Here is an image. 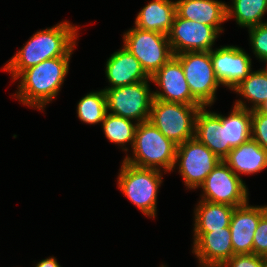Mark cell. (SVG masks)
<instances>
[{
	"label": "cell",
	"mask_w": 267,
	"mask_h": 267,
	"mask_svg": "<svg viewBox=\"0 0 267 267\" xmlns=\"http://www.w3.org/2000/svg\"><path fill=\"white\" fill-rule=\"evenodd\" d=\"M77 29L66 21L38 31L3 69L16 80L25 69L45 60L65 56L76 44Z\"/></svg>",
	"instance_id": "cell-1"
},
{
	"label": "cell",
	"mask_w": 267,
	"mask_h": 267,
	"mask_svg": "<svg viewBox=\"0 0 267 267\" xmlns=\"http://www.w3.org/2000/svg\"><path fill=\"white\" fill-rule=\"evenodd\" d=\"M73 48L63 57L42 61L25 69L21 78L17 97L28 106L43 109L58 94L69 70V60Z\"/></svg>",
	"instance_id": "cell-2"
},
{
	"label": "cell",
	"mask_w": 267,
	"mask_h": 267,
	"mask_svg": "<svg viewBox=\"0 0 267 267\" xmlns=\"http://www.w3.org/2000/svg\"><path fill=\"white\" fill-rule=\"evenodd\" d=\"M132 149L134 158H124L132 166L158 170L162 167L166 171L175 168L177 145L150 121L138 124Z\"/></svg>",
	"instance_id": "cell-3"
},
{
	"label": "cell",
	"mask_w": 267,
	"mask_h": 267,
	"mask_svg": "<svg viewBox=\"0 0 267 267\" xmlns=\"http://www.w3.org/2000/svg\"><path fill=\"white\" fill-rule=\"evenodd\" d=\"M202 105L153 99L149 121L176 145L195 137V118Z\"/></svg>",
	"instance_id": "cell-4"
},
{
	"label": "cell",
	"mask_w": 267,
	"mask_h": 267,
	"mask_svg": "<svg viewBox=\"0 0 267 267\" xmlns=\"http://www.w3.org/2000/svg\"><path fill=\"white\" fill-rule=\"evenodd\" d=\"M158 169L139 168L123 161L118 186L124 195L145 215L155 217L157 193L162 183Z\"/></svg>",
	"instance_id": "cell-5"
},
{
	"label": "cell",
	"mask_w": 267,
	"mask_h": 267,
	"mask_svg": "<svg viewBox=\"0 0 267 267\" xmlns=\"http://www.w3.org/2000/svg\"><path fill=\"white\" fill-rule=\"evenodd\" d=\"M123 37L124 47L139 60L149 77L173 57L168 35L133 27Z\"/></svg>",
	"instance_id": "cell-6"
},
{
	"label": "cell",
	"mask_w": 267,
	"mask_h": 267,
	"mask_svg": "<svg viewBox=\"0 0 267 267\" xmlns=\"http://www.w3.org/2000/svg\"><path fill=\"white\" fill-rule=\"evenodd\" d=\"M181 63L192 96L203 106L212 105L220 82L217 80L210 51L174 55Z\"/></svg>",
	"instance_id": "cell-7"
},
{
	"label": "cell",
	"mask_w": 267,
	"mask_h": 267,
	"mask_svg": "<svg viewBox=\"0 0 267 267\" xmlns=\"http://www.w3.org/2000/svg\"><path fill=\"white\" fill-rule=\"evenodd\" d=\"M148 81L116 88L103 89L107 97V108L110 114L136 119L137 123L149 121L153 93L150 92Z\"/></svg>",
	"instance_id": "cell-8"
},
{
	"label": "cell",
	"mask_w": 267,
	"mask_h": 267,
	"mask_svg": "<svg viewBox=\"0 0 267 267\" xmlns=\"http://www.w3.org/2000/svg\"><path fill=\"white\" fill-rule=\"evenodd\" d=\"M179 161V172L185 186L190 189L200 187L206 177L222 161L197 138H191L177 145L175 166Z\"/></svg>",
	"instance_id": "cell-9"
},
{
	"label": "cell",
	"mask_w": 267,
	"mask_h": 267,
	"mask_svg": "<svg viewBox=\"0 0 267 267\" xmlns=\"http://www.w3.org/2000/svg\"><path fill=\"white\" fill-rule=\"evenodd\" d=\"M200 187L204 192L202 200L212 203L237 207L248 201L245 183L223 160L206 177Z\"/></svg>",
	"instance_id": "cell-10"
},
{
	"label": "cell",
	"mask_w": 267,
	"mask_h": 267,
	"mask_svg": "<svg viewBox=\"0 0 267 267\" xmlns=\"http://www.w3.org/2000/svg\"><path fill=\"white\" fill-rule=\"evenodd\" d=\"M219 33L199 21H190L175 15L168 34L173 55L183 52L211 51Z\"/></svg>",
	"instance_id": "cell-11"
},
{
	"label": "cell",
	"mask_w": 267,
	"mask_h": 267,
	"mask_svg": "<svg viewBox=\"0 0 267 267\" xmlns=\"http://www.w3.org/2000/svg\"><path fill=\"white\" fill-rule=\"evenodd\" d=\"M150 80L164 91H153V99L187 105H201L192 96L182 65L174 55L150 77Z\"/></svg>",
	"instance_id": "cell-12"
},
{
	"label": "cell",
	"mask_w": 267,
	"mask_h": 267,
	"mask_svg": "<svg viewBox=\"0 0 267 267\" xmlns=\"http://www.w3.org/2000/svg\"><path fill=\"white\" fill-rule=\"evenodd\" d=\"M210 55L217 80L232 90L252 71L250 56L239 47L212 49Z\"/></svg>",
	"instance_id": "cell-13"
},
{
	"label": "cell",
	"mask_w": 267,
	"mask_h": 267,
	"mask_svg": "<svg viewBox=\"0 0 267 267\" xmlns=\"http://www.w3.org/2000/svg\"><path fill=\"white\" fill-rule=\"evenodd\" d=\"M193 244L200 267H222L234 255L229 227L213 232H194Z\"/></svg>",
	"instance_id": "cell-14"
},
{
	"label": "cell",
	"mask_w": 267,
	"mask_h": 267,
	"mask_svg": "<svg viewBox=\"0 0 267 267\" xmlns=\"http://www.w3.org/2000/svg\"><path fill=\"white\" fill-rule=\"evenodd\" d=\"M266 212L267 206H249L248 202L234 208L229 226L234 255L253 253L254 233Z\"/></svg>",
	"instance_id": "cell-15"
},
{
	"label": "cell",
	"mask_w": 267,
	"mask_h": 267,
	"mask_svg": "<svg viewBox=\"0 0 267 267\" xmlns=\"http://www.w3.org/2000/svg\"><path fill=\"white\" fill-rule=\"evenodd\" d=\"M195 138L220 160H224L232 150L229 143H226V125H222L221 115L208 112L205 107H201L196 114Z\"/></svg>",
	"instance_id": "cell-16"
},
{
	"label": "cell",
	"mask_w": 267,
	"mask_h": 267,
	"mask_svg": "<svg viewBox=\"0 0 267 267\" xmlns=\"http://www.w3.org/2000/svg\"><path fill=\"white\" fill-rule=\"evenodd\" d=\"M106 77L111 87L116 88L149 80L139 60L124 46L114 52L106 62Z\"/></svg>",
	"instance_id": "cell-17"
},
{
	"label": "cell",
	"mask_w": 267,
	"mask_h": 267,
	"mask_svg": "<svg viewBox=\"0 0 267 267\" xmlns=\"http://www.w3.org/2000/svg\"><path fill=\"white\" fill-rule=\"evenodd\" d=\"M227 5L215 0H178L176 14L190 21L212 26L218 33L223 31L221 23L227 20Z\"/></svg>",
	"instance_id": "cell-18"
},
{
	"label": "cell",
	"mask_w": 267,
	"mask_h": 267,
	"mask_svg": "<svg viewBox=\"0 0 267 267\" xmlns=\"http://www.w3.org/2000/svg\"><path fill=\"white\" fill-rule=\"evenodd\" d=\"M223 161L237 176L238 173L254 174L267 167V150L250 138L233 148Z\"/></svg>",
	"instance_id": "cell-19"
},
{
	"label": "cell",
	"mask_w": 267,
	"mask_h": 267,
	"mask_svg": "<svg viewBox=\"0 0 267 267\" xmlns=\"http://www.w3.org/2000/svg\"><path fill=\"white\" fill-rule=\"evenodd\" d=\"M176 15V2L153 0L138 13L135 27L168 35Z\"/></svg>",
	"instance_id": "cell-20"
},
{
	"label": "cell",
	"mask_w": 267,
	"mask_h": 267,
	"mask_svg": "<svg viewBox=\"0 0 267 267\" xmlns=\"http://www.w3.org/2000/svg\"><path fill=\"white\" fill-rule=\"evenodd\" d=\"M235 207L200 200L195 209L194 232H213L230 226Z\"/></svg>",
	"instance_id": "cell-21"
},
{
	"label": "cell",
	"mask_w": 267,
	"mask_h": 267,
	"mask_svg": "<svg viewBox=\"0 0 267 267\" xmlns=\"http://www.w3.org/2000/svg\"><path fill=\"white\" fill-rule=\"evenodd\" d=\"M222 125H226V143L236 148L251 138L252 111L237 100L228 117L221 115Z\"/></svg>",
	"instance_id": "cell-22"
},
{
	"label": "cell",
	"mask_w": 267,
	"mask_h": 267,
	"mask_svg": "<svg viewBox=\"0 0 267 267\" xmlns=\"http://www.w3.org/2000/svg\"><path fill=\"white\" fill-rule=\"evenodd\" d=\"M227 20L235 16L241 27L251 28L263 24L262 17L267 12V0H233V6H227Z\"/></svg>",
	"instance_id": "cell-23"
},
{
	"label": "cell",
	"mask_w": 267,
	"mask_h": 267,
	"mask_svg": "<svg viewBox=\"0 0 267 267\" xmlns=\"http://www.w3.org/2000/svg\"><path fill=\"white\" fill-rule=\"evenodd\" d=\"M233 90L253 103L251 111L259 109L267 100V70L251 72Z\"/></svg>",
	"instance_id": "cell-24"
},
{
	"label": "cell",
	"mask_w": 267,
	"mask_h": 267,
	"mask_svg": "<svg viewBox=\"0 0 267 267\" xmlns=\"http://www.w3.org/2000/svg\"><path fill=\"white\" fill-rule=\"evenodd\" d=\"M107 113V97L104 90L87 94L77 105L78 118L88 124L103 122Z\"/></svg>",
	"instance_id": "cell-25"
},
{
	"label": "cell",
	"mask_w": 267,
	"mask_h": 267,
	"mask_svg": "<svg viewBox=\"0 0 267 267\" xmlns=\"http://www.w3.org/2000/svg\"><path fill=\"white\" fill-rule=\"evenodd\" d=\"M137 126L138 123L132 124L131 119L119 117L109 112L102 122L107 139L112 143L123 146L129 142L133 147Z\"/></svg>",
	"instance_id": "cell-26"
},
{
	"label": "cell",
	"mask_w": 267,
	"mask_h": 267,
	"mask_svg": "<svg viewBox=\"0 0 267 267\" xmlns=\"http://www.w3.org/2000/svg\"><path fill=\"white\" fill-rule=\"evenodd\" d=\"M250 43L256 57L267 61V24L256 25L249 28Z\"/></svg>",
	"instance_id": "cell-27"
},
{
	"label": "cell",
	"mask_w": 267,
	"mask_h": 267,
	"mask_svg": "<svg viewBox=\"0 0 267 267\" xmlns=\"http://www.w3.org/2000/svg\"><path fill=\"white\" fill-rule=\"evenodd\" d=\"M251 138L267 150V115L258 109L252 110Z\"/></svg>",
	"instance_id": "cell-28"
},
{
	"label": "cell",
	"mask_w": 267,
	"mask_h": 267,
	"mask_svg": "<svg viewBox=\"0 0 267 267\" xmlns=\"http://www.w3.org/2000/svg\"><path fill=\"white\" fill-rule=\"evenodd\" d=\"M222 267H267V258L259 255H233Z\"/></svg>",
	"instance_id": "cell-29"
},
{
	"label": "cell",
	"mask_w": 267,
	"mask_h": 267,
	"mask_svg": "<svg viewBox=\"0 0 267 267\" xmlns=\"http://www.w3.org/2000/svg\"><path fill=\"white\" fill-rule=\"evenodd\" d=\"M253 253L267 258V212L260 218L254 233Z\"/></svg>",
	"instance_id": "cell-30"
},
{
	"label": "cell",
	"mask_w": 267,
	"mask_h": 267,
	"mask_svg": "<svg viewBox=\"0 0 267 267\" xmlns=\"http://www.w3.org/2000/svg\"><path fill=\"white\" fill-rule=\"evenodd\" d=\"M36 267H61L54 257L41 260Z\"/></svg>",
	"instance_id": "cell-31"
},
{
	"label": "cell",
	"mask_w": 267,
	"mask_h": 267,
	"mask_svg": "<svg viewBox=\"0 0 267 267\" xmlns=\"http://www.w3.org/2000/svg\"><path fill=\"white\" fill-rule=\"evenodd\" d=\"M261 113L267 115V100L258 109Z\"/></svg>",
	"instance_id": "cell-32"
}]
</instances>
